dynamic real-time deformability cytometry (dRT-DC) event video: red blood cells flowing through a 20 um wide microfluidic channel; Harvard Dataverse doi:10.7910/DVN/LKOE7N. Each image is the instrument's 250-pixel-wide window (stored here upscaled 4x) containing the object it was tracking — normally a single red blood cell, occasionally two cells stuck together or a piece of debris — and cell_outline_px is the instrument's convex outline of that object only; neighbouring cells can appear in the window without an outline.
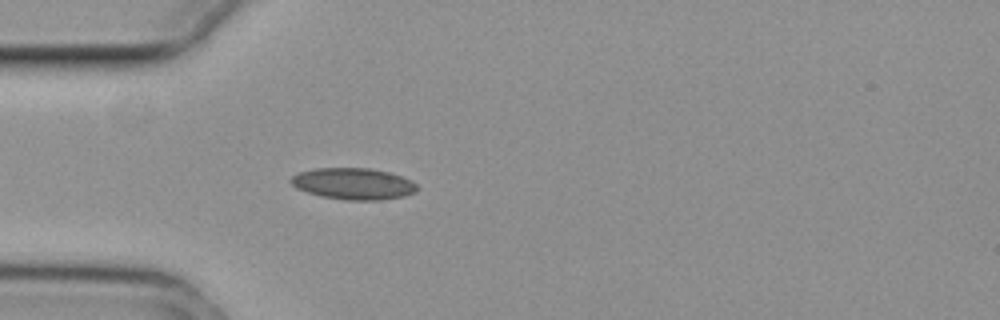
{"species": "common noctule bat (a hibernating species)", "species_latin": "Nyctalus noctula", "temperature_condition": "cold", "stored_images_in_passage": 29, "camera_frame_rate_fps": 3000, "um_per_image_px": 0.085, "animal": {"sex": "female", "body_mass_g": 29.2, "forearm_length_mm": 56.3}, "frame": {"image": 1, "passage_image": 3, "time_ms": 0.667, "image_size_px": [1000, 320], "cell_outline_px": [[420, 188], [416, 192], [404, 196], [380, 200], [344, 200], [320, 196], [296, 188], [288, 180], [292, 176], [300, 172], [316, 168], [368, 168], [388, 172], [412, 180]], "centroid_in_image_um": [30.05, 15.62], "position_along_channel_um": 55.0, "area_um2": 23.24}}
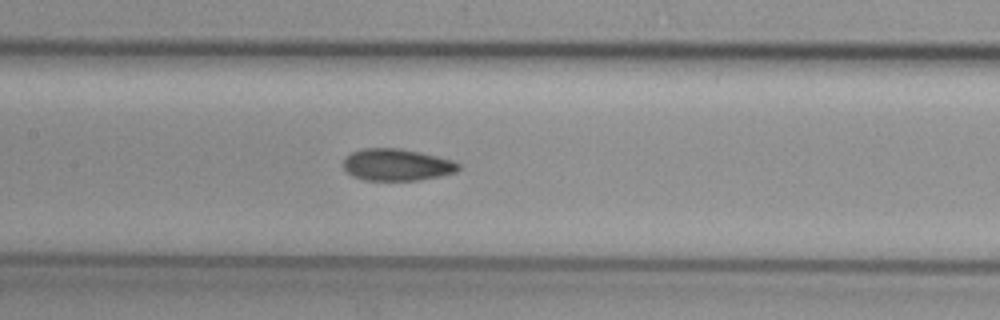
{"frame": {"image": 2, "passage_image": 13, "time_ms": 4.0, "image_size_px": [1000, 320], "cell_outline_px": [[460, 168], [456, 172], [440, 176], [416, 180], [364, 180], [352, 176], [344, 168], [344, 160], [352, 152], [364, 148], [396, 148], [436, 156], [452, 160], [460, 164]], "centroid_in_image_um": [33.73, 14.01], "position_along_channel_um": 173.7, "area_um2": 21.1}}
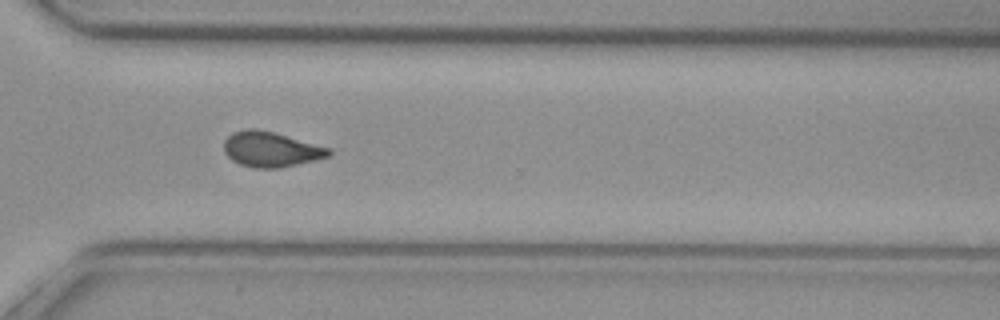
{"frame": {"image": 3, "passage_image": 27, "time_ms": 8.667, "image_size_px": [1000, 320], "cell_outline_px": [[332, 156], [316, 160], [280, 168], [252, 168], [240, 164], [232, 160], [224, 152], [224, 140], [232, 132], [248, 128], [256, 128], [272, 132], [332, 148]], "centroid_in_image_um": [23.04, 12.7], "position_along_channel_um": 347.6, "area_um2": 21.68}, "authors_computed_cell_mechanics": {"area_um2": 21.675, "velocity_mm_per_s": 3.7337, "shape_relaxation_time_tau1_ms": null, "shape_relaxation_time_tau2_ms": 3.6844, "deformation_change_tau1": null, "deformation_change_tau2": 0.0904}}